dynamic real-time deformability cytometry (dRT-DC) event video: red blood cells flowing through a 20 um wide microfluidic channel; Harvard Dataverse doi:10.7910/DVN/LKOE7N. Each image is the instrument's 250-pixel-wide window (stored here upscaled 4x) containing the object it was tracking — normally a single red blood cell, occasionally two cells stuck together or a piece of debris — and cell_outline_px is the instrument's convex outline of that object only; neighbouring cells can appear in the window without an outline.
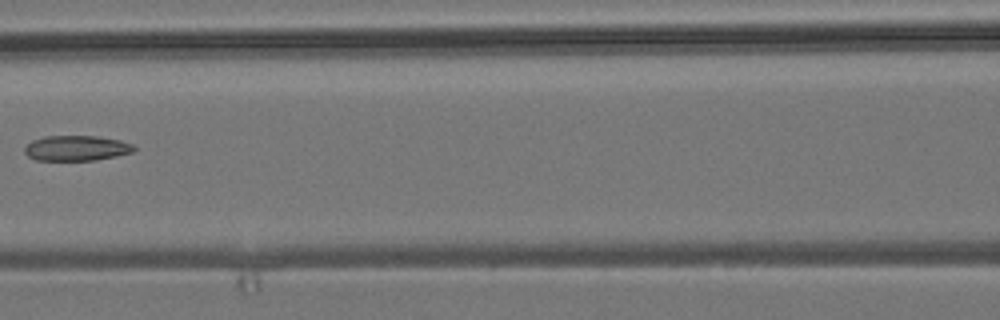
{"species": "common noctule bat (a hibernating species)", "species_latin": "Nyctalus noctula", "temperature_condition": "room temperature", "stored_images_in_passage": 5, "camera_frame_rate_fps": 3000, "um_per_image_px": 0.085, "animal": {"sex": "male", "body_mass_g": 19.2, "forearm_length_mm": 51.8}, "frame": {"image": 1, "passage_image": 5, "time_ms": 4.667, "image_size_px": [1000, 320], "cell_outline_px": [[136, 148], [132, 152], [116, 156], [96, 160], [36, 160], [28, 156], [24, 152], [24, 148], [32, 140], [44, 136], [96, 136], [120, 140], [132, 144]], "centroid_in_image_um": [6.49, 12.59], "position_along_channel_um": 160.1, "area_um2": 16.07}}